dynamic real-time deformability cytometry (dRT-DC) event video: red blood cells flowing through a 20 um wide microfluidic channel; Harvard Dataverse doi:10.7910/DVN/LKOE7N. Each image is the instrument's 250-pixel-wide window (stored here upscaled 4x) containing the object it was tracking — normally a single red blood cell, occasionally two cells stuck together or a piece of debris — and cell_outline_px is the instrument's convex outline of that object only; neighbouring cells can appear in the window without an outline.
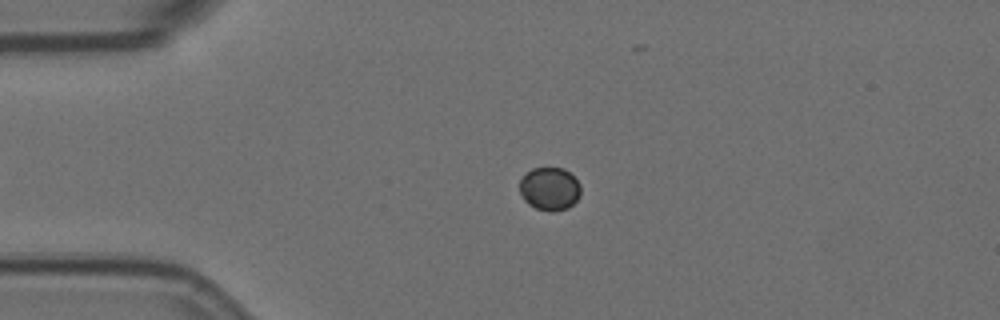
{"species": "Egyptian fruit bat (a non-hibernating species)", "species_latin": "Rousettus aegyptiacus", "temperature_condition": "room temperature", "stored_images_in_passage": 4, "camera_frame_rate_fps": 3000, "um_per_image_px": 0.085, "animal": {"sex": "female"}, "frame": {"image": 1, "passage_image": 3, "time_ms": 0.667, "image_size_px": [1000, 320], "cell_outline_px": [[580, 196], [568, 208], [552, 212], [536, 208], [528, 204], [524, 200], [520, 192], [520, 180], [524, 172], [532, 168], [564, 168], [580, 184]], "centroid_in_image_um": [46.7, 16.04], "position_along_channel_um": 38.3, "area_um2": 15.37}}